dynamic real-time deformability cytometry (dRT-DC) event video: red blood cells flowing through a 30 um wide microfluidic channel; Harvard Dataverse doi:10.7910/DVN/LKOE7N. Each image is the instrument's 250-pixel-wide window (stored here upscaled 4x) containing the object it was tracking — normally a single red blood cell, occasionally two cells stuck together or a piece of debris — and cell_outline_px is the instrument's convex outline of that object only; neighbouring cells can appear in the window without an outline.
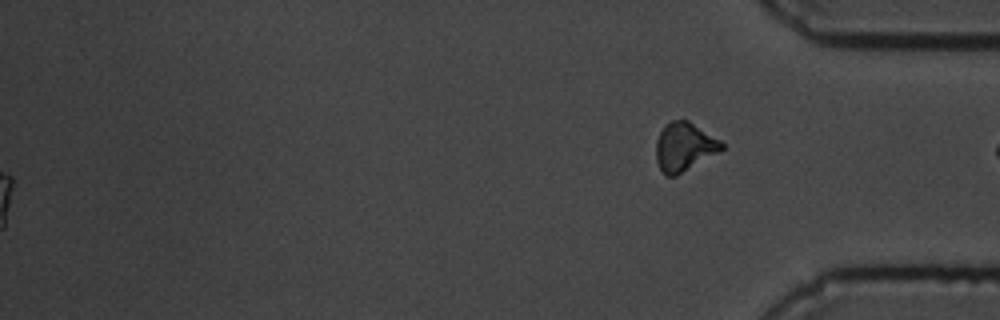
{"species": "common noctule bat (a hibernating species)", "species_latin": "Nyctalus noctula", "temperature_condition": "cold", "stored_images_in_passage": 61, "segment_of_instrument_passage": [2, 2], "camera_frame_rate_fps": 3000, "um_per_image_px": 0.085, "animal": {"sex": "male", "body_mass_g": 19.5, "forearm_length_mm": 54.6}, "frame": {"image": 1, "passage_image": 61, "time_ms": 20.0, "image_size_px": [1000, 320], "cell_outline_px": [[724, 148], [720, 152], [676, 176], [664, 176], [656, 160], [656, 140], [660, 132], [672, 120], [688, 120], [720, 140], [724, 144]], "centroid_in_image_um": [58.17, 12.51], "position_along_channel_um": 377.0, "area_um2": 18.55}}